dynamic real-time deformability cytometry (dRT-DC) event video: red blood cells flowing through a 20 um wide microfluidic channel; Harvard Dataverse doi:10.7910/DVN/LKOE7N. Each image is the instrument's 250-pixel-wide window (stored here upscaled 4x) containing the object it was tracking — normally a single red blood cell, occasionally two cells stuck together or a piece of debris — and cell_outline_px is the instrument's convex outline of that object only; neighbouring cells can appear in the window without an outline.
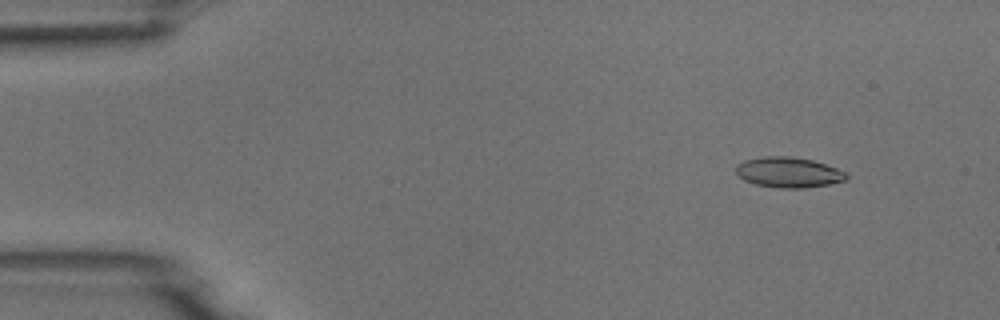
{"species": "common noctule bat (a hibernating species)", "species_latin": "Nyctalus noctula", "temperature_condition": "room temperature", "stored_images_in_passage": 6, "camera_frame_rate_fps": 3000, "um_per_image_px": 0.085, "animal": {"sex": "male", "body_mass_g": 18.8}, "frame": {"image": 1, "passage_image": 2, "time_ms": 1.0, "image_size_px": [1000, 320], "cell_outline_px": [[848, 180], [828, 184], [804, 188], [780, 188], [756, 184], [744, 180], [736, 172], [736, 164], [744, 160], [764, 156], [792, 156], [812, 160], [836, 168], [844, 172], [848, 176]], "centroid_in_image_um": [67.01, 14.64], "position_along_channel_um": 18.0, "area_um2": 19.48}}
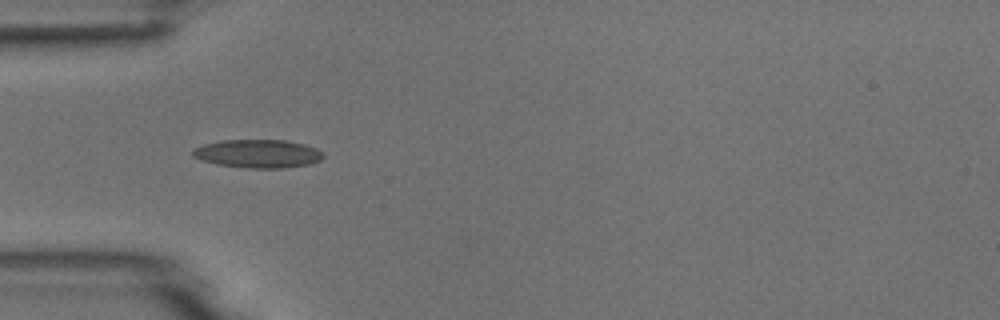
{"frame": {"image": 2, "passage_image": 5, "time_ms": 4.667, "image_size_px": [1000, 320], "cell_outline_px": [[324, 156], [320, 160], [308, 164], [284, 168], [248, 168], [216, 164], [200, 160], [192, 156], [192, 152], [196, 148], [204, 144], [224, 140], [284, 140], [304, 144], [316, 148], [324, 152]], "centroid_in_image_um": [21.93, 13.06], "position_along_channel_um": 63.1, "area_um2": 21.5}}